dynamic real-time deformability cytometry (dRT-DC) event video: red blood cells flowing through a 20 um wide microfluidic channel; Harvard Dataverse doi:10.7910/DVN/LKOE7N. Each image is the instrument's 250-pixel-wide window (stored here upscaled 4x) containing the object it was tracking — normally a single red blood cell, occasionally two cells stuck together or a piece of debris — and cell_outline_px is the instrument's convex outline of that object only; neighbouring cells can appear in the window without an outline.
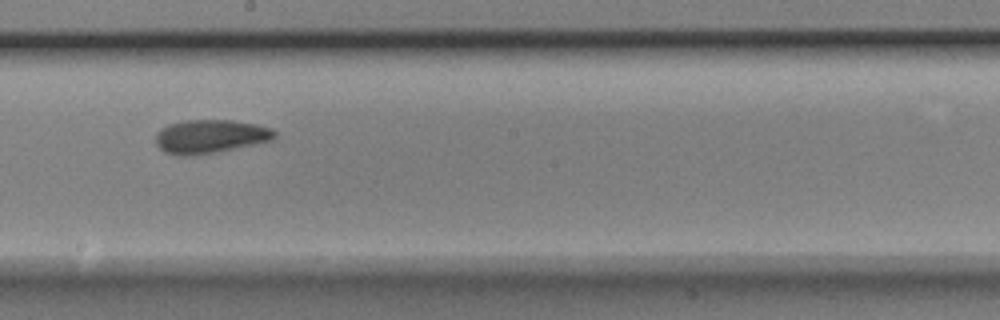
{"species": "Egyptian fruit bat (a non-hibernating species)", "species_latin": "Rousettus aegyptiacus", "temperature_condition": "room temperature", "stored_images_in_passage": 15, "camera_frame_rate_fps": 3000, "um_per_image_px": 0.085, "animal": {"sex": "male"}, "frame": {"image": 1, "passage_image": 9, "time_ms": 2.667, "image_size_px": [1000, 320], "cell_outline_px": [[276, 136], [272, 140], [216, 152], [196, 156], [176, 156], [164, 152], [156, 144], [156, 132], [160, 128], [168, 124], [184, 120], [232, 120], [256, 124], [272, 128], [276, 132]], "centroid_in_image_um": [17.83, 11.6], "position_along_channel_um": 230.4, "area_um2": 23.52}}
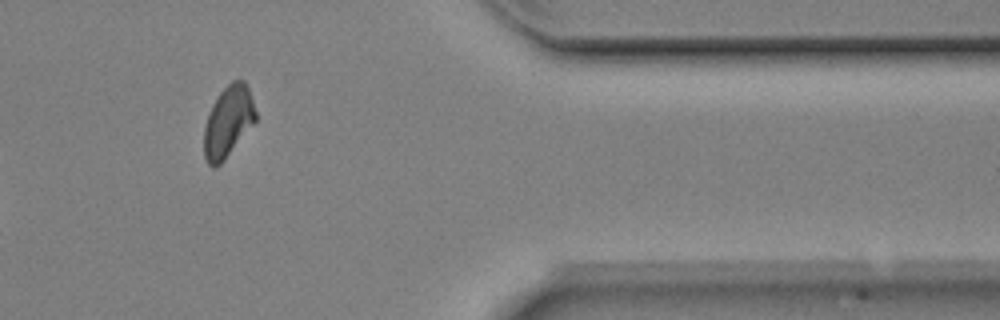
{"frame": {"image": 2, "passage_image": 13, "time_ms": 4.0, "image_size_px": [1000, 320], "cell_outline_px": [[256, 120], [224, 160], [216, 168], [212, 168], [208, 164], [204, 156], [204, 128], [208, 112], [212, 104], [220, 92], [232, 80], [244, 80], [248, 88], [256, 112]], "centroid_in_image_um": [19.36, 10.35], "position_along_channel_um": 392.0, "area_um2": 21.27}}
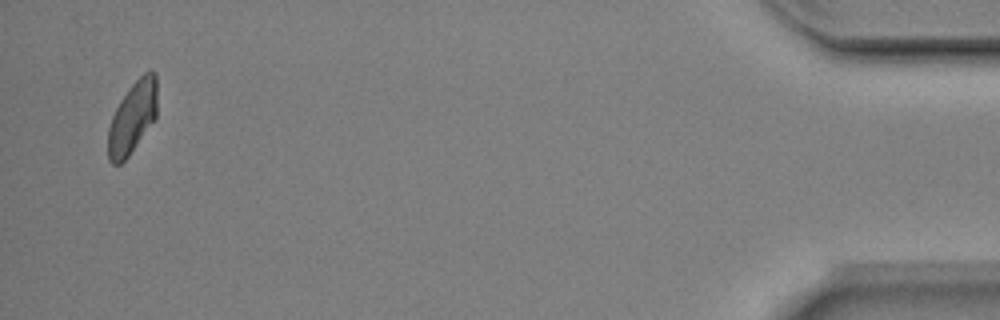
{"frame": {"image": 3, "passage_image": 15, "time_ms": 4.667, "image_size_px": [1000, 320], "cell_outline_px": [[156, 116], [128, 156], [120, 164], [112, 164], [108, 160], [108, 128], [112, 116], [120, 100], [128, 88], [144, 72], [152, 68], [156, 72]], "centroid_in_image_um": [11.24, 9.95], "position_along_channel_um": 424.0, "area_um2": 20.4}}